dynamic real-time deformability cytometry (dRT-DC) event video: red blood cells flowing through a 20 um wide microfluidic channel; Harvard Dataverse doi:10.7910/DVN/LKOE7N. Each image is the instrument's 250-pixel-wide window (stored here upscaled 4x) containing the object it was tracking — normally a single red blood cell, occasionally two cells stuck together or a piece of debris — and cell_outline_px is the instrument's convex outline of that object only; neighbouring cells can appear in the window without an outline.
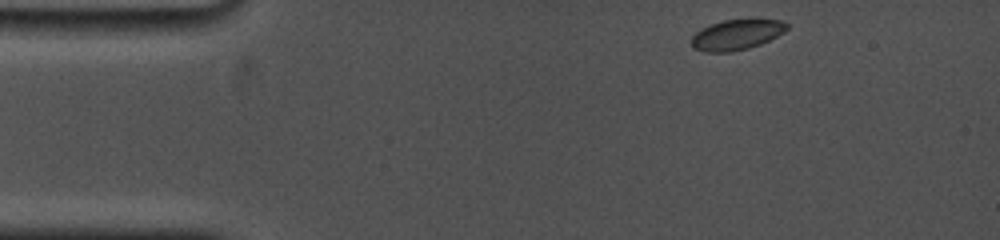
{"species": "common noctule bat (a hibernating species)", "species_latin": "Nyctalus noctula", "temperature_condition": "cold", "stored_images_in_passage": 37, "camera_frame_rate_fps": 5000, "um_per_image_px": 0.085, "animal": {"sex": "female", "body_mass_g": 19.0, "forearm_length_mm": 53.3}, "frame": {"image": 1, "passage_image": 1, "time_ms": 0.0, "image_size_px": [1000, 240], "cell_outline_px": [[788, 28], [784, 32], [760, 44], [748, 48], [728, 52], [704, 52], [692, 48], [692, 36], [700, 28], [724, 20], [756, 16], [784, 20], [788, 24]], "centroid_in_image_um": [62.67, 2.89], "position_along_channel_um": 22.3, "area_um2": 17.57}}
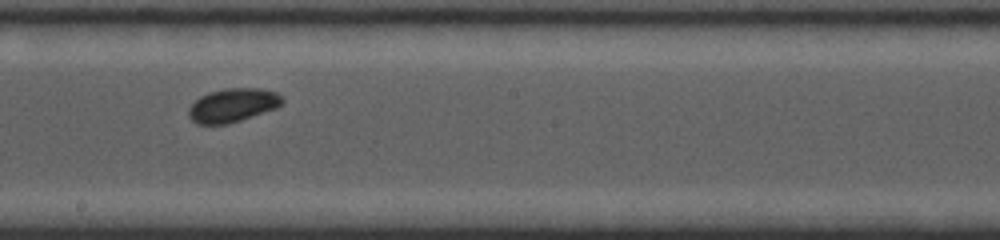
{"frame": {"image": 2, "passage_image": 20, "time_ms": 7.4, "image_size_px": [1000, 240], "cell_outline_px": [[284, 100], [276, 108], [228, 124], [196, 124], [188, 116], [188, 108], [200, 96], [208, 92], [224, 88], [260, 88], [276, 92]], "centroid_in_image_um": [19.75, 8.94], "position_along_channel_um": 228.5, "area_um2": 18.32}}
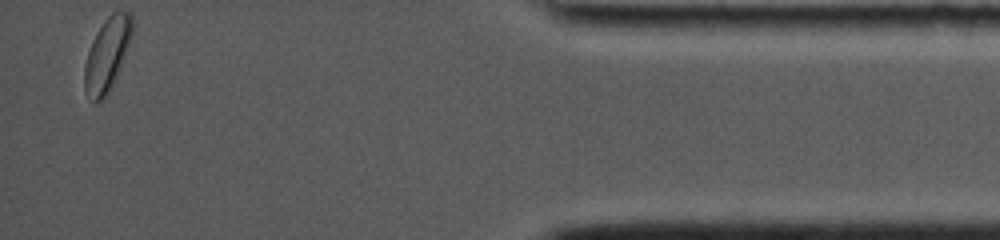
{"frame": {"image": 3, "passage_image": 37, "time_ms": 14.0, "image_size_px": [1000, 240], "cell_outline_px": [[132, 36], [112, 84], [108, 92], [96, 104], [84, 92], [84, 68], [88, 52], [92, 40], [96, 32], [104, 20], [112, 12], [132, 12]], "centroid_in_image_um": [9.08, 4.6], "position_along_channel_um": 426.1, "area_um2": 19.94}, "authors_computed_cell_mechanics": {"area_um2": 17.9758, "velocity_mm_per_s": 3.7326, "shape_relaxation_time_tau1_ms": 2.4286, "shape_relaxation_time_tau2_ms": null, "deformation_change_tau1": 0.0672, "deformation_change_tau2": null}}